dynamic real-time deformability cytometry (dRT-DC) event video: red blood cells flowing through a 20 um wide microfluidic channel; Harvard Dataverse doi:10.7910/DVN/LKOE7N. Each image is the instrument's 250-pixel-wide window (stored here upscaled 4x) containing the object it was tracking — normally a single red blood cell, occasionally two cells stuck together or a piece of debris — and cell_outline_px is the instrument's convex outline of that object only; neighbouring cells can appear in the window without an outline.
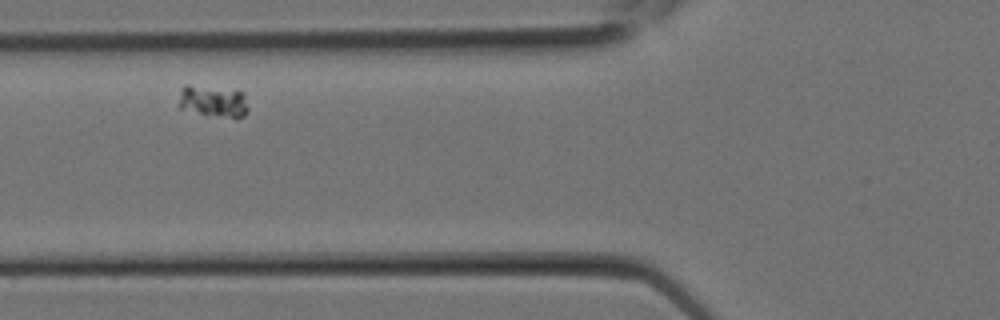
{"species": "Egyptian fruit bat (a non-hibernating species)", "species_latin": "Rousettus aegyptiacus", "temperature_condition": "room temperature", "stored_images_in_passage": 4, "camera_frame_rate_fps": 3000, "um_per_image_px": 0.085, "animal": {"sex": "female"}, "frame": {"image": 1, "passage_image": 4, "time_ms": 1.0, "image_size_px": [1000, 320], "cell_outline_px": [[248, 112], [244, 116], [236, 120], [180, 108], [180, 88], [184, 84], [188, 84], [236, 88], [244, 96], [248, 108]], "centroid_in_image_um": [18.17, 8.57], "position_along_channel_um": 107.6, "area_um2": 13.24}}